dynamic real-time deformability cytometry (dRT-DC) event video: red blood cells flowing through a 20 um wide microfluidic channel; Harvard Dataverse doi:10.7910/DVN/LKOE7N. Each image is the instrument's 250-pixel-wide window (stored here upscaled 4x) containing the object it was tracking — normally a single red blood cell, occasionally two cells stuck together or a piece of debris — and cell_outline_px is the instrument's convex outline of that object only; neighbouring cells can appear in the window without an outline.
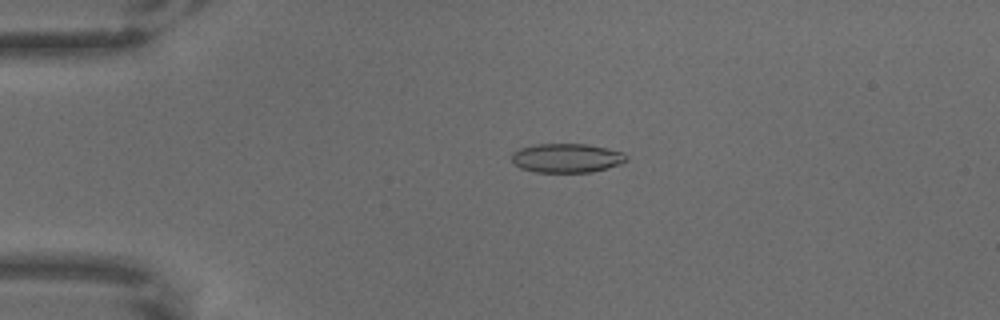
{"species": "common noctule bat (a hibernating species)", "species_latin": "Nyctalus noctula", "temperature_condition": "warm", "stored_images_in_passage": 65, "camera_frame_rate_fps": 3000, "um_per_image_px": 0.085, "animal": {"sex": "male", "body_mass_g": 18.8}, "frame": {"image": 1, "passage_image": 15, "time_ms": 4.667, "image_size_px": [1000, 320], "cell_outline_px": [[628, 160], [620, 164], [592, 172], [536, 172], [520, 168], [512, 160], [512, 152], [520, 148], [536, 144], [588, 144], [608, 148], [624, 152], [628, 156]], "centroid_in_image_um": [48.2, 13.42], "position_along_channel_um": 36.8, "area_um2": 19.54}}
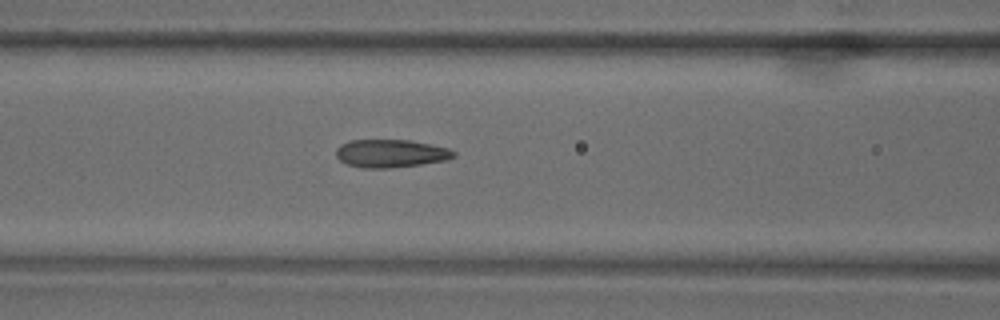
{"frame": {"image": 2, "passage_image": 28, "time_ms": 9.0, "image_size_px": [1000, 320], "cell_outline_px": [[456, 156], [448, 160], [420, 164], [388, 168], [364, 168], [348, 164], [340, 160], [336, 156], [336, 148], [340, 144], [348, 140], [408, 140], [432, 144], [448, 148], [456, 152]], "centroid_in_image_um": [33.22, 13.03], "position_along_channel_um": 133.4, "area_um2": 19.25}}
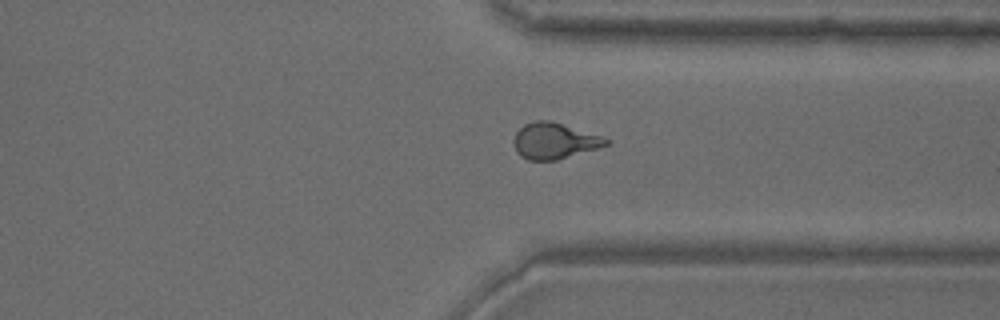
{"frame": {"image": 3, "passage_image": 50, "time_ms": 16.333, "image_size_px": [1000, 320], "cell_outline_px": [[608, 144], [596, 148], [556, 160], [528, 160], [520, 156], [516, 152], [512, 140], [516, 132], [524, 124], [536, 120], [552, 120], [600, 136], [608, 140]], "centroid_in_image_um": [47.04, 11.96], "position_along_channel_um": 364.4, "area_um2": 19.19}}